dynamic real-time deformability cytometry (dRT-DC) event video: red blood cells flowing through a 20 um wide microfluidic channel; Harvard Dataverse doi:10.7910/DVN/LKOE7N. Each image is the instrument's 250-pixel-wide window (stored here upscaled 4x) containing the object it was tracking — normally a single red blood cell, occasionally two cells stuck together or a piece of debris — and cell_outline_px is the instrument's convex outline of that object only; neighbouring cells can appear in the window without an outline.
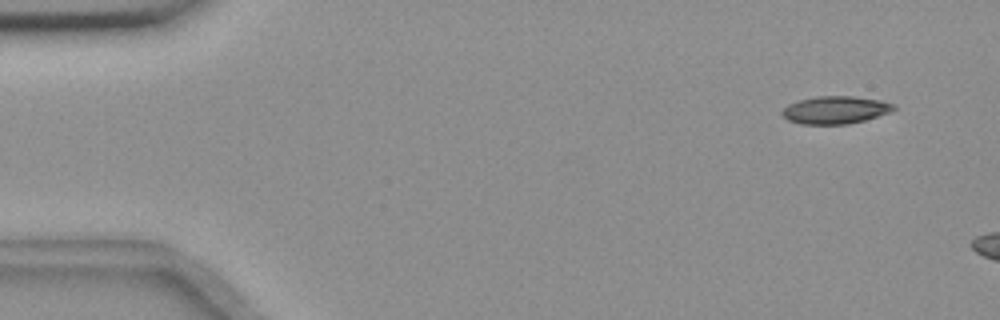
{"species": "common noctule bat (a hibernating species)", "species_latin": "Nyctalus noctula", "temperature_condition": "room temperature", "stored_images_in_passage": 6, "camera_frame_rate_fps": 3000, "um_per_image_px": 0.085, "animal": {"sex": "female", "body_mass_g": 18.4}, "frame": {"image": 1, "passage_image": 1, "time_ms": 0.0, "image_size_px": [1000, 320], "cell_outline_px": [[896, 108], [892, 112], [864, 120], [848, 124], [800, 124], [788, 120], [780, 112], [788, 104], [800, 100], [816, 96], [852, 96], [880, 100], [896, 104]], "centroid_in_image_um": [71.03, 9.34], "position_along_channel_um": 14.0, "area_um2": 18.03}}